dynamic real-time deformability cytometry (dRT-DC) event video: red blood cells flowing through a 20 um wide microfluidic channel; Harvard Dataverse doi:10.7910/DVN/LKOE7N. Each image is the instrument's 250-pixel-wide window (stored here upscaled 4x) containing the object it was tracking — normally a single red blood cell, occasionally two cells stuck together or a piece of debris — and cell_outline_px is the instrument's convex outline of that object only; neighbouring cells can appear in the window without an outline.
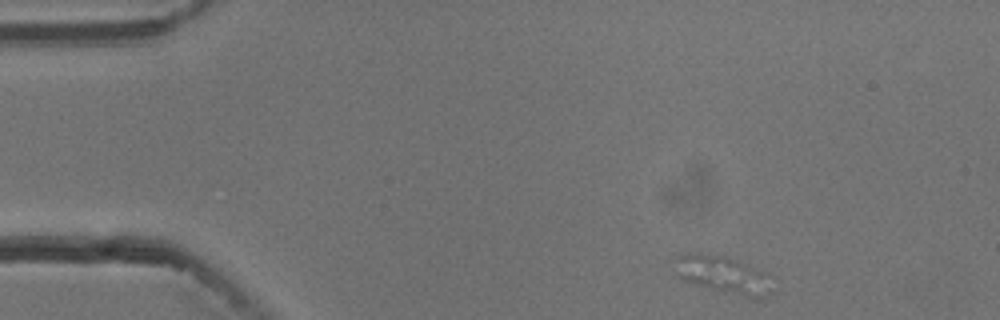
{"species": "common noctule bat (a hibernating species)", "species_latin": "Nyctalus noctula", "temperature_condition": "cold", "stored_images_in_passage": 13, "camera_frame_rate_fps": 3000, "um_per_image_px": 0.085, "animal": {"sex": "male", "body_mass_g": 13.3}, "frame": {"image": 1, "passage_image": 1, "time_ms": 0.0, "image_size_px": [1000, 320], "cell_outline_px": [[772, 292], [768, 296], [756, 300], [712, 288], [684, 280], [676, 276], [676, 256], [684, 252], [700, 252], [724, 256], [736, 260], [768, 272]], "centroid_in_image_um": [61.5, 23.34], "position_along_channel_um": 23.5, "area_um2": 21.44}}
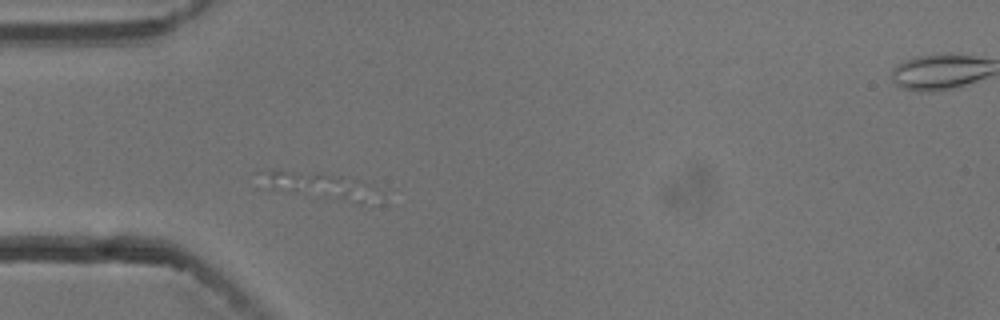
{"frame": {"image": 2, "passage_image": 10, "time_ms": 3.0, "image_size_px": [1000, 320], "cell_outline_px": [[364, 204], [360, 204], [264, 188], [256, 172], [320, 172], [360, 180], [364, 184]], "centroid_in_image_um": [26.81, 15.75], "position_along_channel_um": 58.2, "area_um2": 16.59}}